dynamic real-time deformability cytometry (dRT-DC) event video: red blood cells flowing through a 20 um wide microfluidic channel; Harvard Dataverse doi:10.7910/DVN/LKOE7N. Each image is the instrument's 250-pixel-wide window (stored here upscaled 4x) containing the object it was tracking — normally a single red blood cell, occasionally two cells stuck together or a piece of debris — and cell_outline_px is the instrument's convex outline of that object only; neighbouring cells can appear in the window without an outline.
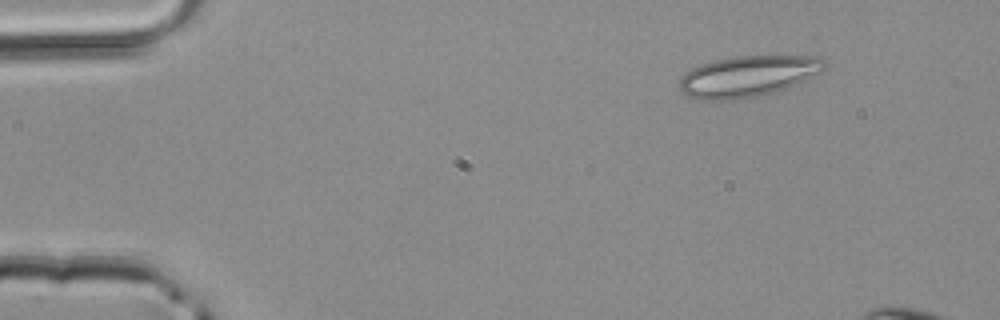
{"species": "common noctule bat (a hibernating species)", "species_latin": "Nyctalus noctula", "temperature_condition": "room temperature", "stored_images_in_passage": 5, "camera_frame_rate_fps": 3000, "um_per_image_px": 0.085, "animal": {"sex": "male", "body_mass_g": 20.4}, "frame": {"image": 1, "passage_image": 2, "time_ms": 0.333, "image_size_px": [1000, 320], "cell_outline_px": [[828, 64], [820, 72], [784, 88], [772, 92], [756, 96], [736, 100], [700, 100], [680, 92], [680, 80], [684, 72], [700, 64], [712, 60], [736, 56], [820, 56]], "centroid_in_image_um": [63.52, 6.47], "position_along_channel_um": 21.5, "area_um2": 34.51}}